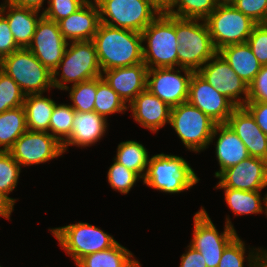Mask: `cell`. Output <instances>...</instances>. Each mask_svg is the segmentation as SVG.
I'll use <instances>...</instances> for the list:
<instances>
[{"label":"cell","mask_w":267,"mask_h":267,"mask_svg":"<svg viewBox=\"0 0 267 267\" xmlns=\"http://www.w3.org/2000/svg\"><path fill=\"white\" fill-rule=\"evenodd\" d=\"M92 41L102 72L143 62V41L140 32L100 23Z\"/></svg>","instance_id":"6da1fadb"},{"label":"cell","mask_w":267,"mask_h":267,"mask_svg":"<svg viewBox=\"0 0 267 267\" xmlns=\"http://www.w3.org/2000/svg\"><path fill=\"white\" fill-rule=\"evenodd\" d=\"M143 62L148 69L178 66L175 17L161 12L142 32Z\"/></svg>","instance_id":"7a4b0ae2"},{"label":"cell","mask_w":267,"mask_h":267,"mask_svg":"<svg viewBox=\"0 0 267 267\" xmlns=\"http://www.w3.org/2000/svg\"><path fill=\"white\" fill-rule=\"evenodd\" d=\"M100 76L102 70L94 42L71 41L66 46L61 62L52 72V82L54 88L65 90L68 87L65 83H71L72 86Z\"/></svg>","instance_id":"3957f363"},{"label":"cell","mask_w":267,"mask_h":267,"mask_svg":"<svg viewBox=\"0 0 267 267\" xmlns=\"http://www.w3.org/2000/svg\"><path fill=\"white\" fill-rule=\"evenodd\" d=\"M175 32L179 45L178 67L197 72L217 53L204 20L175 17Z\"/></svg>","instance_id":"277c9868"},{"label":"cell","mask_w":267,"mask_h":267,"mask_svg":"<svg viewBox=\"0 0 267 267\" xmlns=\"http://www.w3.org/2000/svg\"><path fill=\"white\" fill-rule=\"evenodd\" d=\"M199 180L184 158L161 153L149 159L143 184L165 193L175 194L191 189Z\"/></svg>","instance_id":"5b68a950"},{"label":"cell","mask_w":267,"mask_h":267,"mask_svg":"<svg viewBox=\"0 0 267 267\" xmlns=\"http://www.w3.org/2000/svg\"><path fill=\"white\" fill-rule=\"evenodd\" d=\"M0 69L19 85L25 95L43 94L53 88L52 72L28 48H20L3 57Z\"/></svg>","instance_id":"8992f818"},{"label":"cell","mask_w":267,"mask_h":267,"mask_svg":"<svg viewBox=\"0 0 267 267\" xmlns=\"http://www.w3.org/2000/svg\"><path fill=\"white\" fill-rule=\"evenodd\" d=\"M94 1L100 23L140 33L161 13L151 0Z\"/></svg>","instance_id":"52a82bcc"},{"label":"cell","mask_w":267,"mask_h":267,"mask_svg":"<svg viewBox=\"0 0 267 267\" xmlns=\"http://www.w3.org/2000/svg\"><path fill=\"white\" fill-rule=\"evenodd\" d=\"M169 124L183 145L198 153L208 148L216 123L188 102L171 108Z\"/></svg>","instance_id":"ba28073f"},{"label":"cell","mask_w":267,"mask_h":267,"mask_svg":"<svg viewBox=\"0 0 267 267\" xmlns=\"http://www.w3.org/2000/svg\"><path fill=\"white\" fill-rule=\"evenodd\" d=\"M49 230L75 264L84 256L109 249L117 243L110 234L84 222Z\"/></svg>","instance_id":"9c48e42d"},{"label":"cell","mask_w":267,"mask_h":267,"mask_svg":"<svg viewBox=\"0 0 267 267\" xmlns=\"http://www.w3.org/2000/svg\"><path fill=\"white\" fill-rule=\"evenodd\" d=\"M204 21L217 52L226 46L247 42L257 25L233 5H218Z\"/></svg>","instance_id":"30bf717a"},{"label":"cell","mask_w":267,"mask_h":267,"mask_svg":"<svg viewBox=\"0 0 267 267\" xmlns=\"http://www.w3.org/2000/svg\"><path fill=\"white\" fill-rule=\"evenodd\" d=\"M193 219V239L189 245L203 255L207 267H218L226 246L238 235L229 216L223 233L218 232L204 207L195 213Z\"/></svg>","instance_id":"8fae6325"},{"label":"cell","mask_w":267,"mask_h":267,"mask_svg":"<svg viewBox=\"0 0 267 267\" xmlns=\"http://www.w3.org/2000/svg\"><path fill=\"white\" fill-rule=\"evenodd\" d=\"M193 72L182 67L148 69L146 89L172 108L187 102Z\"/></svg>","instance_id":"7c38bea8"},{"label":"cell","mask_w":267,"mask_h":267,"mask_svg":"<svg viewBox=\"0 0 267 267\" xmlns=\"http://www.w3.org/2000/svg\"><path fill=\"white\" fill-rule=\"evenodd\" d=\"M20 166L45 163L63 154L62 145L49 133L27 130L9 150Z\"/></svg>","instance_id":"4fadbf2b"},{"label":"cell","mask_w":267,"mask_h":267,"mask_svg":"<svg viewBox=\"0 0 267 267\" xmlns=\"http://www.w3.org/2000/svg\"><path fill=\"white\" fill-rule=\"evenodd\" d=\"M197 72L237 107L247 103L248 84L237 75L218 52ZM241 94L244 95L243 98Z\"/></svg>","instance_id":"5bb4252c"},{"label":"cell","mask_w":267,"mask_h":267,"mask_svg":"<svg viewBox=\"0 0 267 267\" xmlns=\"http://www.w3.org/2000/svg\"><path fill=\"white\" fill-rule=\"evenodd\" d=\"M187 102L204 112L216 124L226 123L237 107L198 72H193L191 76Z\"/></svg>","instance_id":"9a60e30c"},{"label":"cell","mask_w":267,"mask_h":267,"mask_svg":"<svg viewBox=\"0 0 267 267\" xmlns=\"http://www.w3.org/2000/svg\"><path fill=\"white\" fill-rule=\"evenodd\" d=\"M68 41L63 37L57 22L42 16L28 49L51 72L61 62Z\"/></svg>","instance_id":"2e32d148"},{"label":"cell","mask_w":267,"mask_h":267,"mask_svg":"<svg viewBox=\"0 0 267 267\" xmlns=\"http://www.w3.org/2000/svg\"><path fill=\"white\" fill-rule=\"evenodd\" d=\"M215 188L261 191L267 186V161L249 156L239 164L225 169Z\"/></svg>","instance_id":"e0dca14e"},{"label":"cell","mask_w":267,"mask_h":267,"mask_svg":"<svg viewBox=\"0 0 267 267\" xmlns=\"http://www.w3.org/2000/svg\"><path fill=\"white\" fill-rule=\"evenodd\" d=\"M226 123L245 144L249 156L267 161V135L244 106L236 107Z\"/></svg>","instance_id":"ac0fdd59"},{"label":"cell","mask_w":267,"mask_h":267,"mask_svg":"<svg viewBox=\"0 0 267 267\" xmlns=\"http://www.w3.org/2000/svg\"><path fill=\"white\" fill-rule=\"evenodd\" d=\"M148 67L144 62L128 67L113 68L102 72L109 86L128 105L146 90Z\"/></svg>","instance_id":"d6986e66"},{"label":"cell","mask_w":267,"mask_h":267,"mask_svg":"<svg viewBox=\"0 0 267 267\" xmlns=\"http://www.w3.org/2000/svg\"><path fill=\"white\" fill-rule=\"evenodd\" d=\"M100 24L96 2L88 0L80 9L58 22L63 37L68 41H91Z\"/></svg>","instance_id":"ffe728a7"},{"label":"cell","mask_w":267,"mask_h":267,"mask_svg":"<svg viewBox=\"0 0 267 267\" xmlns=\"http://www.w3.org/2000/svg\"><path fill=\"white\" fill-rule=\"evenodd\" d=\"M128 107L134 120L153 133L170 122L171 107L147 89L140 92Z\"/></svg>","instance_id":"44dd1931"},{"label":"cell","mask_w":267,"mask_h":267,"mask_svg":"<svg viewBox=\"0 0 267 267\" xmlns=\"http://www.w3.org/2000/svg\"><path fill=\"white\" fill-rule=\"evenodd\" d=\"M217 135L218 138L215 145V155L217 157L220 170L215 172L216 178L225 169L235 166L242 160L249 157V153L245 147V144L227 123L215 125L210 143H213V139Z\"/></svg>","instance_id":"7402d4cb"},{"label":"cell","mask_w":267,"mask_h":267,"mask_svg":"<svg viewBox=\"0 0 267 267\" xmlns=\"http://www.w3.org/2000/svg\"><path fill=\"white\" fill-rule=\"evenodd\" d=\"M107 120L91 112H76L73 118V128L70 137L62 144L63 153L68 146L87 147L92 146L105 135Z\"/></svg>","instance_id":"603a6c76"},{"label":"cell","mask_w":267,"mask_h":267,"mask_svg":"<svg viewBox=\"0 0 267 267\" xmlns=\"http://www.w3.org/2000/svg\"><path fill=\"white\" fill-rule=\"evenodd\" d=\"M0 13L7 19L16 44L20 48H28L35 33L37 23L43 16V13L33 9L14 6L7 2L0 5Z\"/></svg>","instance_id":"cb8c5ba5"},{"label":"cell","mask_w":267,"mask_h":267,"mask_svg":"<svg viewBox=\"0 0 267 267\" xmlns=\"http://www.w3.org/2000/svg\"><path fill=\"white\" fill-rule=\"evenodd\" d=\"M218 53L248 85L261 69L262 65L247 42L226 46L221 48Z\"/></svg>","instance_id":"d4e9b609"},{"label":"cell","mask_w":267,"mask_h":267,"mask_svg":"<svg viewBox=\"0 0 267 267\" xmlns=\"http://www.w3.org/2000/svg\"><path fill=\"white\" fill-rule=\"evenodd\" d=\"M55 104L53 99L42 94L25 95L23 107L27 130L50 133V118Z\"/></svg>","instance_id":"484cf974"},{"label":"cell","mask_w":267,"mask_h":267,"mask_svg":"<svg viewBox=\"0 0 267 267\" xmlns=\"http://www.w3.org/2000/svg\"><path fill=\"white\" fill-rule=\"evenodd\" d=\"M133 257L131 251L117 242L109 249L84 256L76 265L77 267H141L140 262Z\"/></svg>","instance_id":"4316f807"},{"label":"cell","mask_w":267,"mask_h":267,"mask_svg":"<svg viewBox=\"0 0 267 267\" xmlns=\"http://www.w3.org/2000/svg\"><path fill=\"white\" fill-rule=\"evenodd\" d=\"M26 131V116L23 106L12 108L1 113L0 151H9L13 147L15 141Z\"/></svg>","instance_id":"83f0119b"},{"label":"cell","mask_w":267,"mask_h":267,"mask_svg":"<svg viewBox=\"0 0 267 267\" xmlns=\"http://www.w3.org/2000/svg\"><path fill=\"white\" fill-rule=\"evenodd\" d=\"M149 159L144 145L133 140L121 142L114 158L116 162L135 172L142 180L146 175Z\"/></svg>","instance_id":"f1b7e54d"},{"label":"cell","mask_w":267,"mask_h":267,"mask_svg":"<svg viewBox=\"0 0 267 267\" xmlns=\"http://www.w3.org/2000/svg\"><path fill=\"white\" fill-rule=\"evenodd\" d=\"M245 251V243L237 235L223 251L218 267H244L245 259L249 267H256L267 256V250L263 248H253L246 257Z\"/></svg>","instance_id":"f546056e"},{"label":"cell","mask_w":267,"mask_h":267,"mask_svg":"<svg viewBox=\"0 0 267 267\" xmlns=\"http://www.w3.org/2000/svg\"><path fill=\"white\" fill-rule=\"evenodd\" d=\"M216 189H224V199L236 216L262 213L261 191H243L232 188Z\"/></svg>","instance_id":"4dcf8cb0"},{"label":"cell","mask_w":267,"mask_h":267,"mask_svg":"<svg viewBox=\"0 0 267 267\" xmlns=\"http://www.w3.org/2000/svg\"><path fill=\"white\" fill-rule=\"evenodd\" d=\"M128 105L109 86L105 79L97 77V92L95 95L94 111L107 120V116L113 113H123L128 110Z\"/></svg>","instance_id":"1f68e13d"},{"label":"cell","mask_w":267,"mask_h":267,"mask_svg":"<svg viewBox=\"0 0 267 267\" xmlns=\"http://www.w3.org/2000/svg\"><path fill=\"white\" fill-rule=\"evenodd\" d=\"M217 6L216 0H174L165 12L177 18L205 20Z\"/></svg>","instance_id":"d6a6232c"},{"label":"cell","mask_w":267,"mask_h":267,"mask_svg":"<svg viewBox=\"0 0 267 267\" xmlns=\"http://www.w3.org/2000/svg\"><path fill=\"white\" fill-rule=\"evenodd\" d=\"M75 110L67 104H55L50 118L51 135L62 145L71 135Z\"/></svg>","instance_id":"836d02e7"},{"label":"cell","mask_w":267,"mask_h":267,"mask_svg":"<svg viewBox=\"0 0 267 267\" xmlns=\"http://www.w3.org/2000/svg\"><path fill=\"white\" fill-rule=\"evenodd\" d=\"M21 166L12 157L9 151H0V193L13 205L16 199L8 195L16 188Z\"/></svg>","instance_id":"e575fe53"},{"label":"cell","mask_w":267,"mask_h":267,"mask_svg":"<svg viewBox=\"0 0 267 267\" xmlns=\"http://www.w3.org/2000/svg\"><path fill=\"white\" fill-rule=\"evenodd\" d=\"M69 92L70 106L76 112L94 111L95 95L97 92V78L69 86L65 89Z\"/></svg>","instance_id":"d590c367"},{"label":"cell","mask_w":267,"mask_h":267,"mask_svg":"<svg viewBox=\"0 0 267 267\" xmlns=\"http://www.w3.org/2000/svg\"><path fill=\"white\" fill-rule=\"evenodd\" d=\"M25 94L19 85L0 69V114L12 108L23 106Z\"/></svg>","instance_id":"8d00e7d4"},{"label":"cell","mask_w":267,"mask_h":267,"mask_svg":"<svg viewBox=\"0 0 267 267\" xmlns=\"http://www.w3.org/2000/svg\"><path fill=\"white\" fill-rule=\"evenodd\" d=\"M107 178L112 189L122 194L129 193L136 181L141 179L135 172L127 169L115 160L109 167Z\"/></svg>","instance_id":"74e56055"},{"label":"cell","mask_w":267,"mask_h":267,"mask_svg":"<svg viewBox=\"0 0 267 267\" xmlns=\"http://www.w3.org/2000/svg\"><path fill=\"white\" fill-rule=\"evenodd\" d=\"M88 0H48V7L43 9V16L54 22L68 17L80 9Z\"/></svg>","instance_id":"f35d334b"},{"label":"cell","mask_w":267,"mask_h":267,"mask_svg":"<svg viewBox=\"0 0 267 267\" xmlns=\"http://www.w3.org/2000/svg\"><path fill=\"white\" fill-rule=\"evenodd\" d=\"M232 5L255 23H267V0H236Z\"/></svg>","instance_id":"ab89813d"},{"label":"cell","mask_w":267,"mask_h":267,"mask_svg":"<svg viewBox=\"0 0 267 267\" xmlns=\"http://www.w3.org/2000/svg\"><path fill=\"white\" fill-rule=\"evenodd\" d=\"M247 43L262 66L267 65V23L257 24Z\"/></svg>","instance_id":"60d3db41"},{"label":"cell","mask_w":267,"mask_h":267,"mask_svg":"<svg viewBox=\"0 0 267 267\" xmlns=\"http://www.w3.org/2000/svg\"><path fill=\"white\" fill-rule=\"evenodd\" d=\"M267 102V65L261 66L254 80L248 85V100Z\"/></svg>","instance_id":"b9f144b4"},{"label":"cell","mask_w":267,"mask_h":267,"mask_svg":"<svg viewBox=\"0 0 267 267\" xmlns=\"http://www.w3.org/2000/svg\"><path fill=\"white\" fill-rule=\"evenodd\" d=\"M20 49L14 40L7 19L0 13V60Z\"/></svg>","instance_id":"7bdbcfd3"},{"label":"cell","mask_w":267,"mask_h":267,"mask_svg":"<svg viewBox=\"0 0 267 267\" xmlns=\"http://www.w3.org/2000/svg\"><path fill=\"white\" fill-rule=\"evenodd\" d=\"M244 107L254 117L263 133L267 135V102L247 101Z\"/></svg>","instance_id":"ee69618b"},{"label":"cell","mask_w":267,"mask_h":267,"mask_svg":"<svg viewBox=\"0 0 267 267\" xmlns=\"http://www.w3.org/2000/svg\"><path fill=\"white\" fill-rule=\"evenodd\" d=\"M179 267H207L203 255L188 245V250L181 256Z\"/></svg>","instance_id":"f6af8a7d"},{"label":"cell","mask_w":267,"mask_h":267,"mask_svg":"<svg viewBox=\"0 0 267 267\" xmlns=\"http://www.w3.org/2000/svg\"><path fill=\"white\" fill-rule=\"evenodd\" d=\"M44 1L45 0H5V2L11 5L33 9L39 12L43 7Z\"/></svg>","instance_id":"bcb514c9"},{"label":"cell","mask_w":267,"mask_h":267,"mask_svg":"<svg viewBox=\"0 0 267 267\" xmlns=\"http://www.w3.org/2000/svg\"><path fill=\"white\" fill-rule=\"evenodd\" d=\"M14 205L0 193V216L10 219V215L14 210Z\"/></svg>","instance_id":"7dc6e473"},{"label":"cell","mask_w":267,"mask_h":267,"mask_svg":"<svg viewBox=\"0 0 267 267\" xmlns=\"http://www.w3.org/2000/svg\"><path fill=\"white\" fill-rule=\"evenodd\" d=\"M173 1L174 0H151L160 12H165L172 5Z\"/></svg>","instance_id":"c3c4849f"},{"label":"cell","mask_w":267,"mask_h":267,"mask_svg":"<svg viewBox=\"0 0 267 267\" xmlns=\"http://www.w3.org/2000/svg\"><path fill=\"white\" fill-rule=\"evenodd\" d=\"M218 5H232L236 0H216Z\"/></svg>","instance_id":"681fc988"},{"label":"cell","mask_w":267,"mask_h":267,"mask_svg":"<svg viewBox=\"0 0 267 267\" xmlns=\"http://www.w3.org/2000/svg\"><path fill=\"white\" fill-rule=\"evenodd\" d=\"M263 199V205L265 207H262V213L265 212V215L267 216V193L265 194V197Z\"/></svg>","instance_id":"f907efd6"},{"label":"cell","mask_w":267,"mask_h":267,"mask_svg":"<svg viewBox=\"0 0 267 267\" xmlns=\"http://www.w3.org/2000/svg\"><path fill=\"white\" fill-rule=\"evenodd\" d=\"M256 267H267V256Z\"/></svg>","instance_id":"816d5d0a"}]
</instances>
